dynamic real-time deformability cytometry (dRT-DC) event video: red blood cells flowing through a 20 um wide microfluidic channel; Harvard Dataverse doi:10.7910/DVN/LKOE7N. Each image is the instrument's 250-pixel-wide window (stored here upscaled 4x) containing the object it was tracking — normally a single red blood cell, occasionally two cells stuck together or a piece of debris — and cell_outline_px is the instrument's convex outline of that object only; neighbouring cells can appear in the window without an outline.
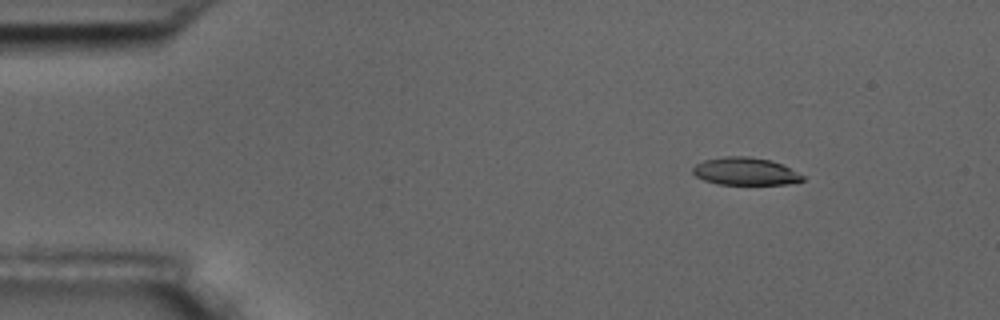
{"species": "common noctule bat (a hibernating species)", "species_latin": "Nyctalus noctula", "temperature_condition": "room temperature", "stored_images_in_passage": 6, "camera_frame_rate_fps": 3000, "um_per_image_px": 0.085, "animal": {"sex": "male", "body_mass_g": 17.5, "forearm_length_mm": 52.3}, "frame": {"image": 1, "passage_image": 1, "time_ms": 0.0, "image_size_px": [1000, 320], "cell_outline_px": [[804, 180], [788, 184], [716, 184], [704, 180], [696, 176], [692, 172], [692, 168], [696, 164], [704, 160], [724, 156], [748, 156], [772, 160], [804, 176]], "centroid_in_image_um": [63.31, 14.56], "position_along_channel_um": 21.7, "area_um2": 17.57}}
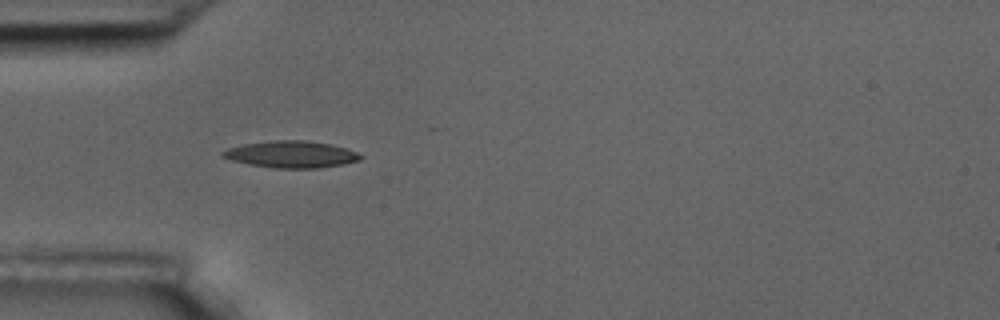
{"frame": {"image": 2, "passage_image": 4, "time_ms": 3.333, "image_size_px": [1000, 320], "cell_outline_px": [[364, 156], [360, 160], [344, 164], [316, 168], [276, 168], [248, 164], [232, 160], [220, 156], [220, 152], [228, 148], [244, 144], [276, 140], [304, 140], [328, 144], [344, 148], [356, 152]], "centroid_in_image_um": [24.73, 13.12], "position_along_channel_um": 60.3, "area_um2": 21.33}}